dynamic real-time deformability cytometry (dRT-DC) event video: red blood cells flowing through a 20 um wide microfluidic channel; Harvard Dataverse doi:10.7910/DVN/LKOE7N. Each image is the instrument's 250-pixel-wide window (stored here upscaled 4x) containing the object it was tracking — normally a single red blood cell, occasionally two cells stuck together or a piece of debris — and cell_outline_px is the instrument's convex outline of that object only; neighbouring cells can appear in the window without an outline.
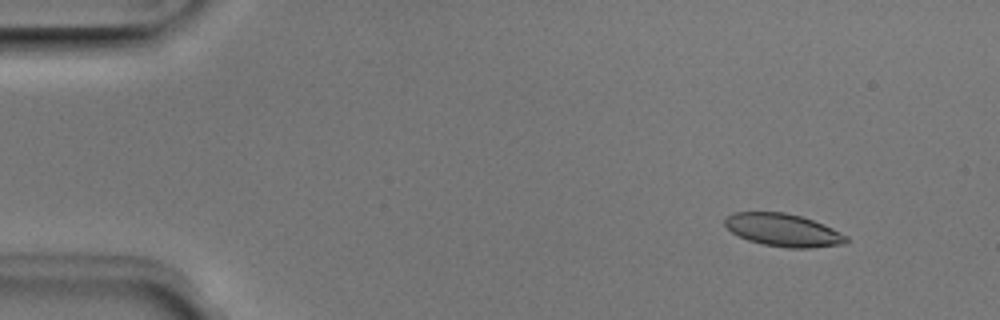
{"species": "Egyptian fruit bat (a non-hibernating species)", "species_latin": "Rousettus aegyptiacus", "temperature_condition": "room temperature", "stored_images_in_passage": 5, "camera_frame_rate_fps": 3000, "um_per_image_px": 0.085, "animal": {"sex": "male"}, "frame": {"image": 1, "passage_image": 2, "time_ms": 0.333, "image_size_px": [1000, 320], "cell_outline_px": [[848, 240], [844, 244], [812, 248], [788, 248], [764, 244], [748, 240], [732, 232], [724, 224], [724, 220], [732, 212], [784, 212], [800, 216], [824, 224], [848, 236]], "centroid_in_image_um": [66.59, 19.56], "position_along_channel_um": 18.4, "area_um2": 23.06}}